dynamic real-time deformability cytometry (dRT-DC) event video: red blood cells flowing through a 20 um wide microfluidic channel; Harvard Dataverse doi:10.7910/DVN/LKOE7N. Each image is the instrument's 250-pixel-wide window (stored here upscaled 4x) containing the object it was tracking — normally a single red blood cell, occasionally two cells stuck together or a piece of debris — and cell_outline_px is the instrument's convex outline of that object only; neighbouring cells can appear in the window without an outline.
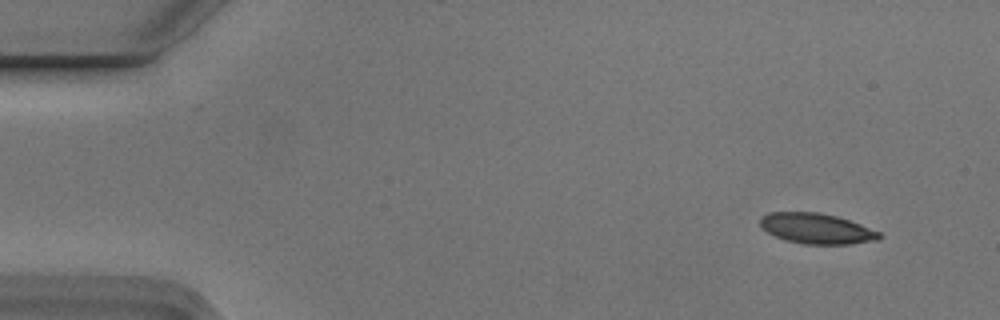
{"species": "Egyptian fruit bat (a non-hibernating species)", "species_latin": "Rousettus aegyptiacus", "temperature_condition": "cold", "stored_images_in_passage": 3, "camera_frame_rate_fps": 3000, "um_per_image_px": 0.085, "animal": {"sex": "male"}, "frame": {"image": 1, "passage_image": 1, "time_ms": 0.0, "image_size_px": [1000, 320], "cell_outline_px": [[884, 236], [880, 240], [848, 244], [804, 244], [784, 240], [768, 232], [760, 224], [760, 220], [768, 212], [820, 212], [836, 216], [860, 224], [880, 232]], "centroid_in_image_um": [69.45, 19.43], "position_along_channel_um": 15.5, "area_um2": 21.1}}
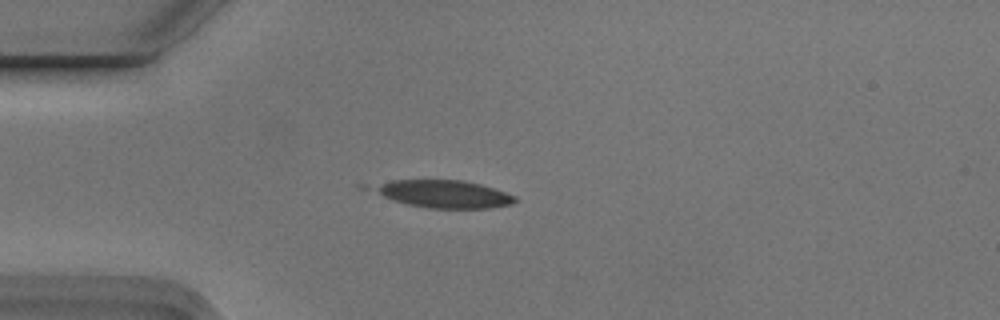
{"frame": {"image": 2, "passage_image": 3, "time_ms": 0.667, "image_size_px": [1000, 320], "cell_outline_px": [[516, 200], [512, 204], [492, 208], [428, 208], [408, 204], [356, 188], [356, 184], [392, 180], [464, 180], [480, 184], [516, 196]], "centroid_in_image_um": [37.41, 16.45], "position_along_channel_um": 47.6, "area_um2": 23.76}}